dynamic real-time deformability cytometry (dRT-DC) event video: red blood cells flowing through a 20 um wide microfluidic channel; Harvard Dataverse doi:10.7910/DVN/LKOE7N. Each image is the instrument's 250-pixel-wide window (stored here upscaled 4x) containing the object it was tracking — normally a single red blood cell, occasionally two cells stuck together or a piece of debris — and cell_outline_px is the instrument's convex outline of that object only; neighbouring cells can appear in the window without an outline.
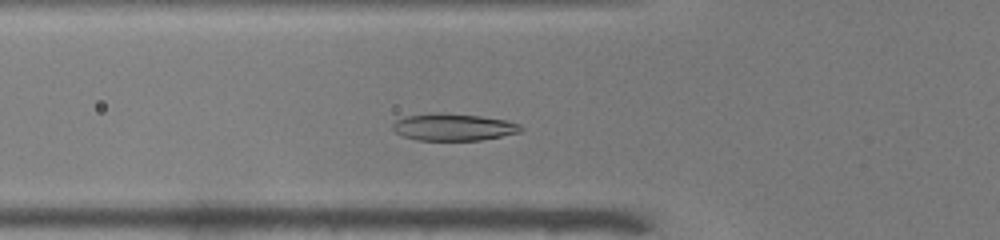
{"species": "common noctule bat (a hibernating species)", "species_latin": "Nyctalus noctula", "temperature_condition": "warm", "stored_images_in_passage": 43, "camera_frame_rate_fps": 3000, "um_per_image_px": 0.085, "animal": {"sex": "male", "body_mass_g": 19.0, "forearm_length_mm": 50.8}, "frame": {"image": 1, "passage_image": 10, "time_ms": 3.0, "image_size_px": [1000, 240], "cell_outline_px": [[524, 128], [520, 132], [480, 140], [416, 140], [404, 136], [396, 132], [392, 128], [392, 124], [396, 120], [404, 116], [440, 112], [480, 116], [508, 120], [520, 124]], "centroid_in_image_um": [38.54, 10.79], "position_along_channel_um": 87.3, "area_um2": 20.23}}
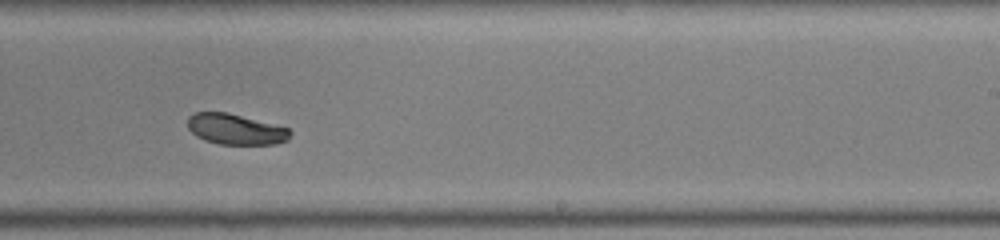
{"frame": {"image": 2, "passage_image": 24, "time_ms": 7.667, "image_size_px": [1000, 240], "cell_outline_px": [[292, 132], [288, 140], [276, 144], [220, 144], [204, 140], [196, 136], [188, 128], [188, 116], [196, 112], [228, 112], [288, 128]], "centroid_in_image_um": [20.02, 10.98], "position_along_channel_um": 269.0, "area_um2": 18.26}}
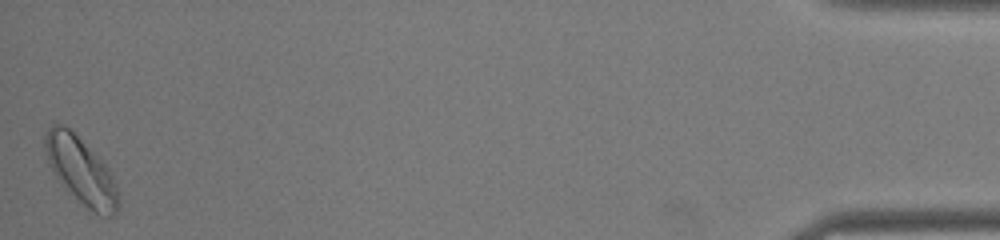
{"frame": {"image": 3, "passage_image": 43, "time_ms": 14.0, "image_size_px": [1000, 240], "cell_outline_px": [[120, 204], [116, 212], [112, 216], [100, 216], [88, 208], [68, 192], [56, 176], [48, 164], [44, 148], [44, 132], [52, 124], [64, 124], [108, 168], [116, 180], [120, 200]], "centroid_in_image_um": [6.89, 14.54], "position_along_channel_um": 428.3, "area_um2": 28.38}, "authors_computed_cell_mechanics": {"area_um2": 20.1722, "velocity_mm_per_s": 3.9037, "shape_relaxation_time_tau1_ms": 1.5697, "shape_relaxation_time_tau2_ms": null, "deformation_change_tau1": 0.1298, "deformation_change_tau2": null}}